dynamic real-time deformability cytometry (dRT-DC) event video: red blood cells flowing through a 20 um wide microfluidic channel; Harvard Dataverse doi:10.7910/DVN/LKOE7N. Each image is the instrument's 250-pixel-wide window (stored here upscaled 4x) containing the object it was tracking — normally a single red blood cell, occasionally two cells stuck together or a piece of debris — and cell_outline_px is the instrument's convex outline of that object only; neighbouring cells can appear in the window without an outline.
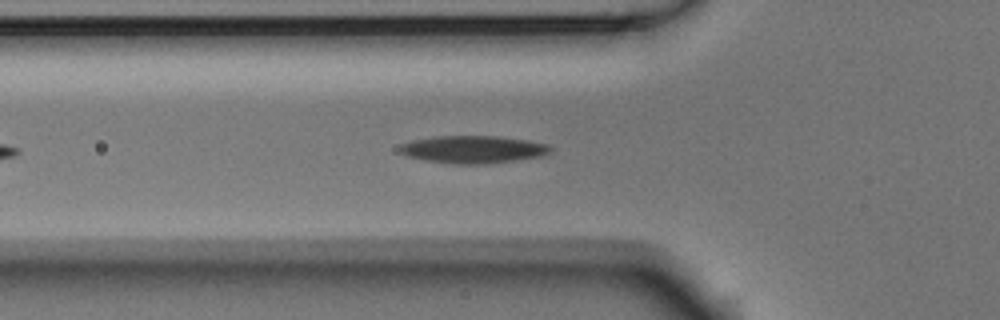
{"species": "Egyptian fruit bat (a non-hibernating species)", "species_latin": "Rousettus aegyptiacus", "temperature_condition": "room temperature", "stored_images_in_passage": 28, "camera_frame_rate_fps": 3000, "um_per_image_px": 0.085, "animal": {"sex": "male"}, "frame": {"image": 1, "passage_image": 8, "time_ms": 2.333, "image_size_px": [1000, 320], "cell_outline_px": [[552, 148], [544, 156], [484, 164], [452, 164], [424, 160], [408, 156], [400, 152], [400, 144], [412, 140], [436, 136], [496, 136], [528, 140], [548, 144]], "centroid_in_image_um": [40.21, 12.7], "position_along_channel_um": 85.6, "area_um2": 24.16}}
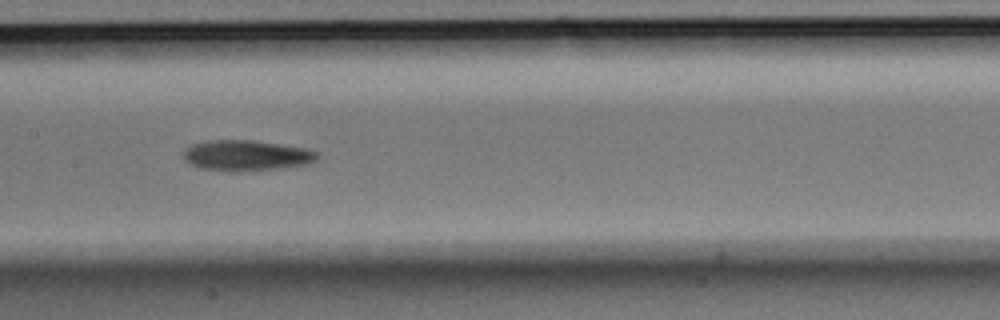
{"frame": {"image": 2, "passage_image": 16, "time_ms": 5.0, "image_size_px": [1000, 320], "cell_outline_px": [[320, 156], [316, 160], [308, 164], [284, 168], [252, 172], [236, 172], [200, 168], [188, 164], [184, 160], [184, 152], [192, 144], [208, 140], [252, 140], [304, 148], [320, 152]], "centroid_in_image_um": [20.97, 13.24], "position_along_channel_um": 186.4, "area_um2": 24.28}}
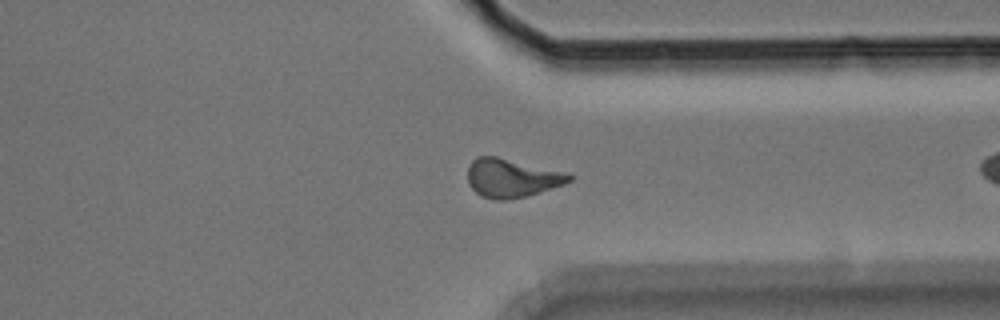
{"frame": {"image": 3, "passage_image": 27, "time_ms": 8.667, "image_size_px": [1000, 320], "cell_outline_px": [[576, 176], [572, 180], [564, 184], [528, 196], [504, 200], [496, 200], [480, 196], [468, 184], [468, 168], [472, 160], [476, 156], [496, 156], [568, 172]], "centroid_in_image_um": [43.52, 15.13], "position_along_channel_um": 367.9, "area_um2": 23.12}}